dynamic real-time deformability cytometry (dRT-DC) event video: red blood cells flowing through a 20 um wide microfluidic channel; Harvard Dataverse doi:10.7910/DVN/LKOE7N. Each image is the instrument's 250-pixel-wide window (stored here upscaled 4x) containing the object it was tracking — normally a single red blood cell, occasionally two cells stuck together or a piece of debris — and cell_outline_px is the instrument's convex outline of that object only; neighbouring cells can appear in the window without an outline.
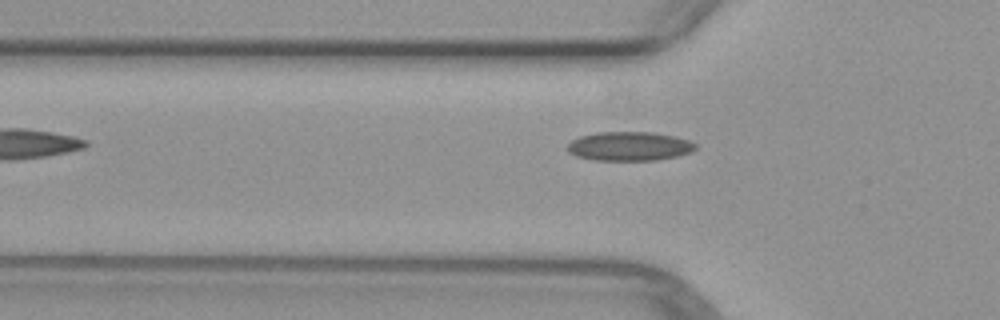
{"species": "common noctule bat (a hibernating species)", "species_latin": "Nyctalus noctula", "temperature_condition": "warm", "stored_images_in_passage": 7, "camera_frame_rate_fps": 3000, "um_per_image_px": 0.085, "animal": {"sex": "female", "body_mass_g": 29.2, "forearm_length_mm": 56.3}, "frame": {"image": 1, "passage_image": 5, "time_ms": 5.0, "image_size_px": [1000, 320], "cell_outline_px": [[696, 148], [692, 152], [676, 156], [656, 160], [596, 160], [576, 156], [568, 152], [568, 144], [572, 140], [580, 136], [596, 132], [652, 132], [672, 136], [688, 140], [696, 144]], "centroid_in_image_um": [53.48, 12.43], "position_along_channel_um": 72.3, "area_um2": 21.56}}
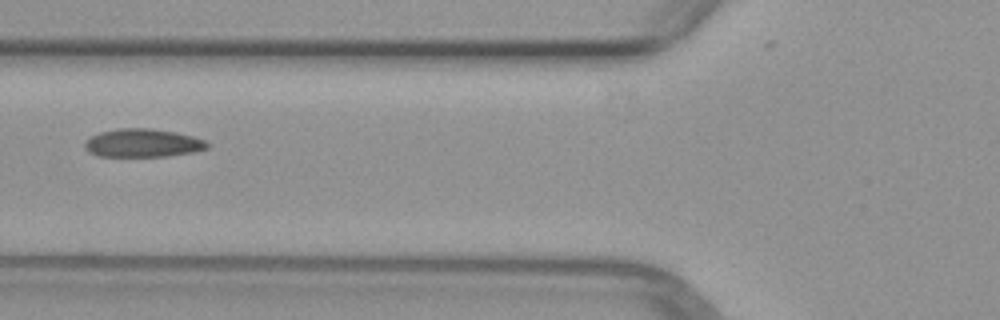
{"frame": {"image": 2, "passage_image": 6, "time_ms": 6.0, "image_size_px": [1000, 320], "cell_outline_px": [[208, 148], [192, 152], [168, 156], [96, 156], [88, 152], [84, 148], [84, 144], [92, 136], [100, 132], [116, 128], [148, 128], [176, 132], [192, 136], [204, 140], [208, 144]], "centroid_in_image_um": [12.11, 12.15], "position_along_channel_um": 113.7, "area_um2": 20.11}}